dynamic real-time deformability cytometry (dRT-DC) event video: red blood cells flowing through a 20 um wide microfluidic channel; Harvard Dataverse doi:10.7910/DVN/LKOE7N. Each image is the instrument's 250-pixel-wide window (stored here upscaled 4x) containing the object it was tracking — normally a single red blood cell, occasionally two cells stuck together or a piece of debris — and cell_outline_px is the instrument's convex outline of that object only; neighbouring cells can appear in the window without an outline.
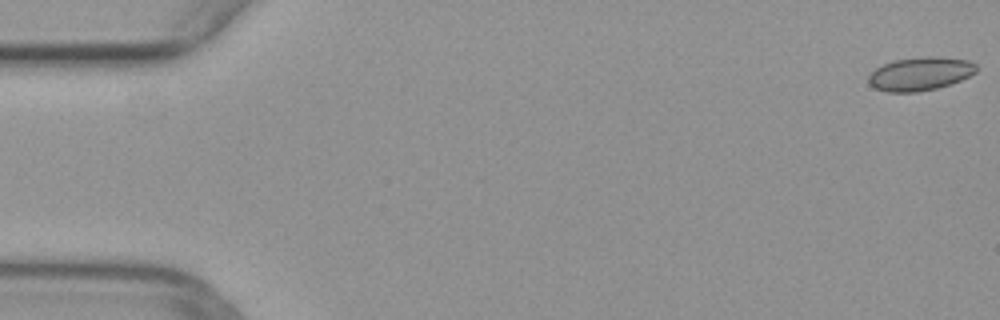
{"species": "common noctule bat (a hibernating species)", "species_latin": "Nyctalus noctula", "temperature_condition": "warm", "stored_images_in_passage": 50, "camera_frame_rate_fps": 3000, "um_per_image_px": 0.085, "animal": {"sex": "female", "body_mass_g": 29.2, "forearm_length_mm": 56.3}, "frame": {"image": 1, "passage_image": 1, "time_ms": 0.0, "image_size_px": [1000, 320], "cell_outline_px": [[976, 72], [960, 80], [936, 88], [916, 92], [888, 92], [876, 88], [868, 84], [868, 76], [876, 68], [892, 60], [924, 56], [940, 56], [968, 60], [976, 64]], "centroid_in_image_um": [78.2, 6.25], "position_along_channel_um": 6.8, "area_um2": 20.98}}
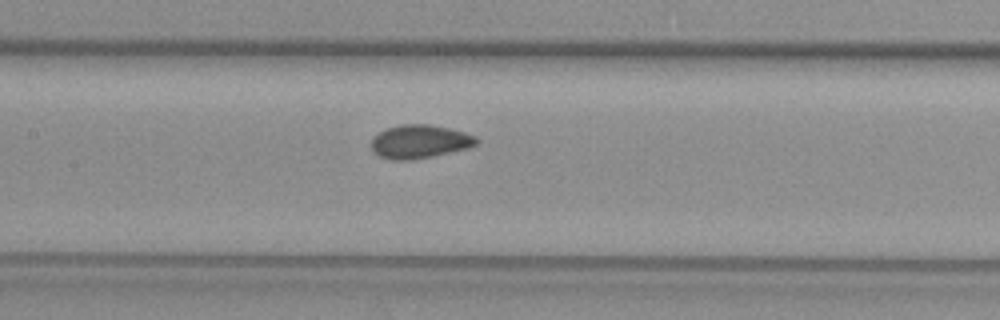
{"frame": {"image": 2, "passage_image": 24, "time_ms": 7.667, "image_size_px": [1000, 320], "cell_outline_px": [[480, 140], [476, 144], [468, 148], [432, 156], [412, 160], [392, 160], [380, 156], [372, 148], [372, 140], [380, 132], [388, 128], [400, 124], [428, 124], [448, 128], [464, 132], [476, 136]], "centroid_in_image_um": [35.71, 12.03], "position_along_channel_um": 171.7, "area_um2": 20.29}}
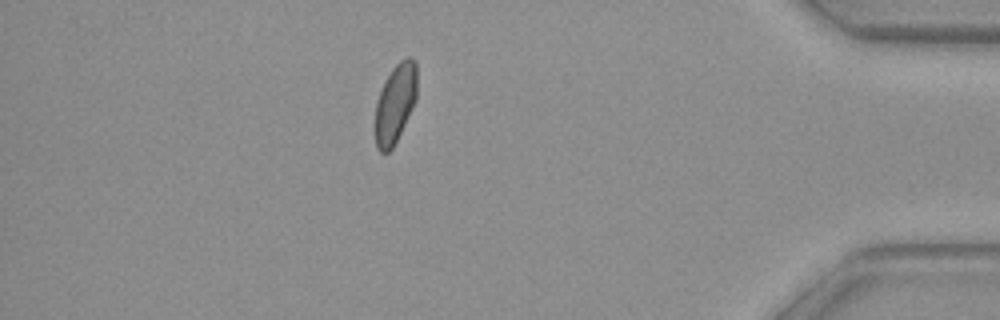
{"frame": {"image": 3, "passage_image": 44, "time_ms": 14.333, "image_size_px": [1000, 320], "cell_outline_px": [[416, 100], [392, 148], [388, 152], [380, 152], [376, 148], [376, 104], [384, 80], [392, 68], [400, 60], [408, 56], [412, 56], [416, 60]], "centroid_in_image_um": [33.6, 8.73], "position_along_channel_um": 401.6, "area_um2": 19.02}}